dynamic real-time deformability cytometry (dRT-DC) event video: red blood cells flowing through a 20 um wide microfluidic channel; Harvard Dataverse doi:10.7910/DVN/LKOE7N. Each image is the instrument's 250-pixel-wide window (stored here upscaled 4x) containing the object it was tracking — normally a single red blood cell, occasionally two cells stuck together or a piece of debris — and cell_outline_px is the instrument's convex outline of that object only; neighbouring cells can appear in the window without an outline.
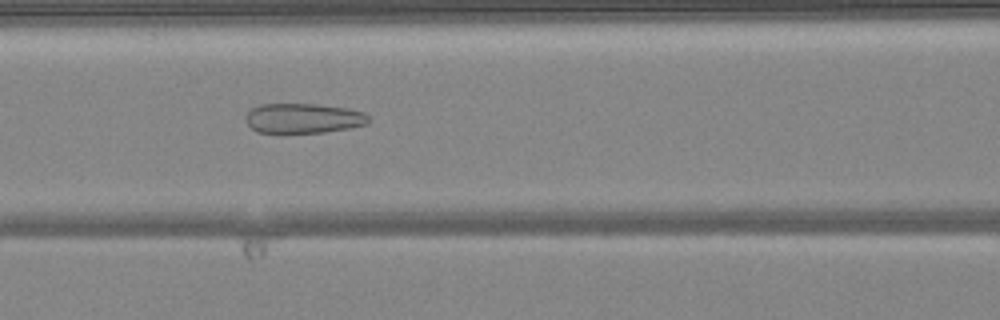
{"species": "common noctule bat (a hibernating species)", "species_latin": "Nyctalus noctula", "temperature_condition": "warm", "stored_images_in_passage": 49, "camera_frame_rate_fps": 3000, "um_per_image_px": 0.085, "animal": {"sex": "female", "body_mass_g": 24.6, "forearm_length_mm": 56.2}, "frame": {"image": 1, "passage_image": 21, "time_ms": 6.667, "image_size_px": [1000, 320], "cell_outline_px": [[368, 124], [348, 128], [324, 132], [284, 136], [280, 136], [256, 132], [244, 120], [244, 116], [252, 108], [260, 104], [316, 104], [344, 108], [364, 112], [368, 116]], "centroid_in_image_um": [25.68, 10.11], "position_along_channel_um": 140.9, "area_um2": 22.25}}
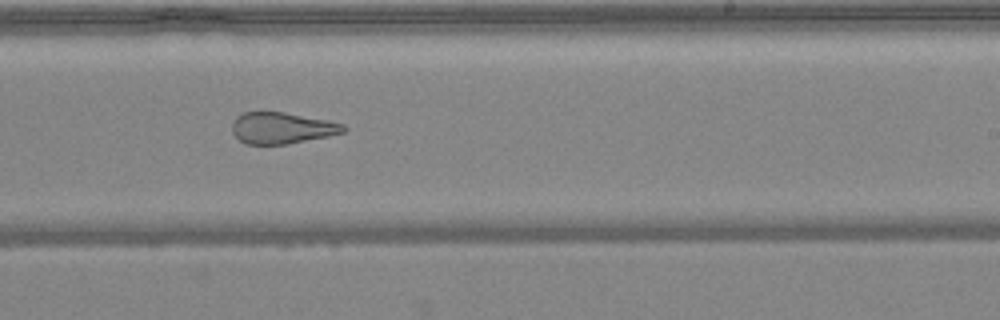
{"frame": {"image": 2, "passage_image": 30, "time_ms": 9.667, "image_size_px": [1000, 320], "cell_outline_px": [[348, 128], [344, 132], [328, 136], [288, 144], [244, 144], [232, 132], [232, 124], [236, 116], [244, 112], [284, 112], [328, 120], [344, 124]], "centroid_in_image_um": [23.97, 10.88], "position_along_channel_um": 265.0, "area_um2": 20.4}}
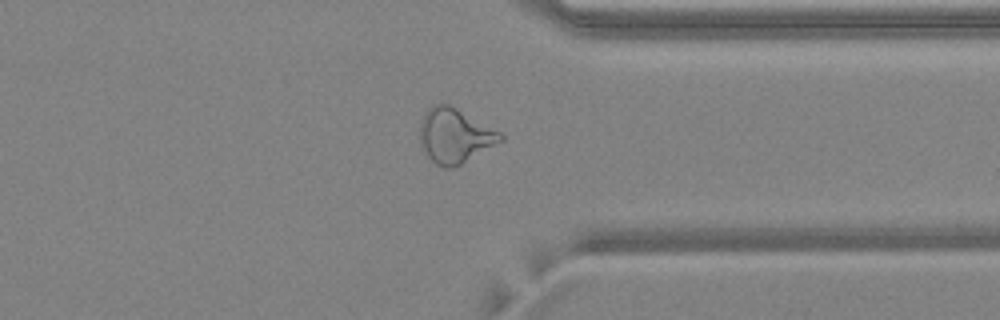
{"frame": {"image": 3, "passage_image": 38, "time_ms": 12.333, "image_size_px": [1000, 320], "cell_outline_px": [[504, 140], [460, 164], [452, 168], [444, 168], [436, 164], [428, 156], [420, 144], [420, 120], [424, 112], [432, 104], [448, 104], [456, 108], [500, 132], [504, 136]], "centroid_in_image_um": [38.62, 11.53], "position_along_channel_um": 372.8, "area_um2": 25.37}, "authors_computed_cell_mechanics": {"area_um2": 26.877, "velocity_mm_per_s": 4.1575, "shape_relaxation_time_tau1_ms": null, "shape_relaxation_time_tau2_ms": 1.2925, "deformation_change_tau1": null, "deformation_change_tau2": 0.096}}